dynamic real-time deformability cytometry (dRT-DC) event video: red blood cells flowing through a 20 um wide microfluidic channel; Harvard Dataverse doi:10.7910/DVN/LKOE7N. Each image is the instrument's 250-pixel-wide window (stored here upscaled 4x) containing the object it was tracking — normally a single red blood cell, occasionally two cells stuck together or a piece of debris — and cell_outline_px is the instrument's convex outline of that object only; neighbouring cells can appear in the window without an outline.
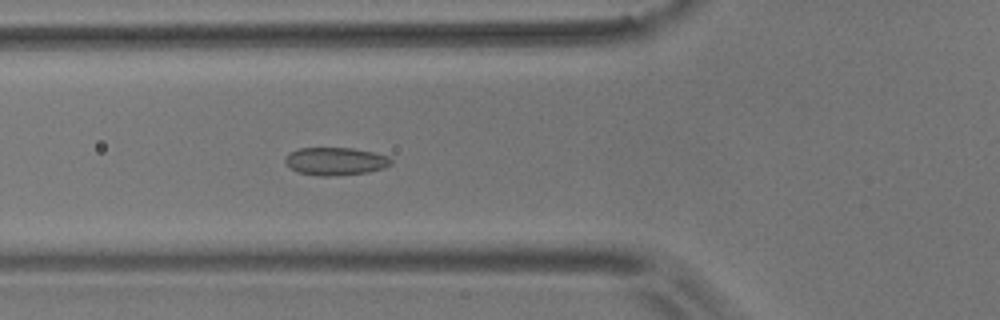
{"species": "common noctule bat (a hibernating species)", "species_latin": "Nyctalus noctula", "temperature_condition": "room temperature", "stored_images_in_passage": 46, "camera_frame_rate_fps": 3000, "um_per_image_px": 0.085, "animal": {"sex": "male", "body_mass_g": 17.9}, "frame": {"image": 1, "passage_image": 19, "time_ms": 6.0, "image_size_px": [1000, 320], "cell_outline_px": [[392, 164], [384, 168], [368, 172], [328, 176], [320, 176], [296, 172], [284, 160], [284, 156], [288, 152], [300, 148], [352, 148], [372, 152], [388, 156], [392, 160]], "centroid_in_image_um": [28.5, 13.7], "position_along_channel_um": 97.3, "area_um2": 17.17}}
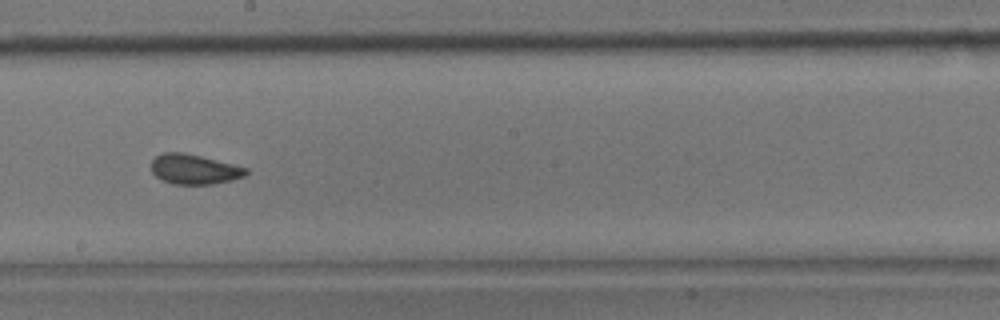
{"frame": {"image": 2, "passage_image": 30, "time_ms": 9.667, "image_size_px": [1000, 320], "cell_outline_px": [[248, 172], [244, 176], [232, 180], [212, 184], [172, 184], [160, 180], [152, 172], [152, 160], [156, 156], [164, 152], [184, 152], [248, 168]], "centroid_in_image_um": [16.49, 14.39], "position_along_channel_um": 231.7, "area_um2": 16.47}}
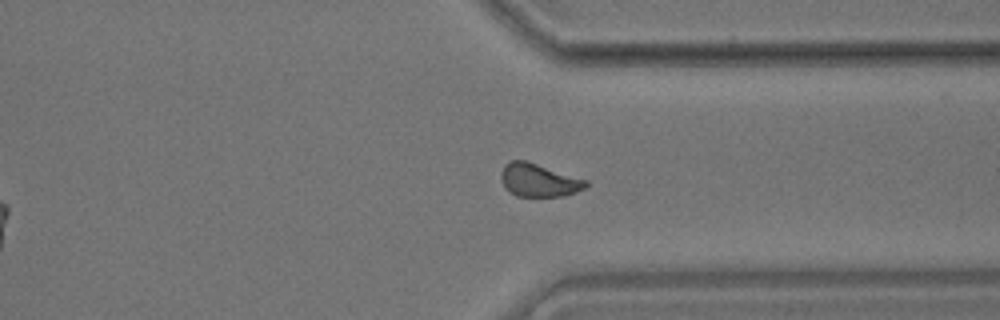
{"frame": {"image": 3, "passage_image": 41, "time_ms": 13.333, "image_size_px": [1000, 320], "cell_outline_px": [[588, 184], [584, 188], [576, 192], [564, 196], [516, 196], [508, 192], [504, 188], [500, 176], [500, 172], [504, 164], [508, 160], [528, 160], [588, 180]], "centroid_in_image_um": [45.76, 15.3], "position_along_channel_um": 365.6, "area_um2": 16.76}, "authors_computed_cell_mechanics": {"area_um2": 16.8776, "velocity_mm_per_s": 3.6521, "shape_relaxation_time_tau1_ms": 2.53, "shape_relaxation_time_tau2_ms": 1.1855, "deformation_change_tau1": 0.081, "deformation_change_tau2": 0.0767}}